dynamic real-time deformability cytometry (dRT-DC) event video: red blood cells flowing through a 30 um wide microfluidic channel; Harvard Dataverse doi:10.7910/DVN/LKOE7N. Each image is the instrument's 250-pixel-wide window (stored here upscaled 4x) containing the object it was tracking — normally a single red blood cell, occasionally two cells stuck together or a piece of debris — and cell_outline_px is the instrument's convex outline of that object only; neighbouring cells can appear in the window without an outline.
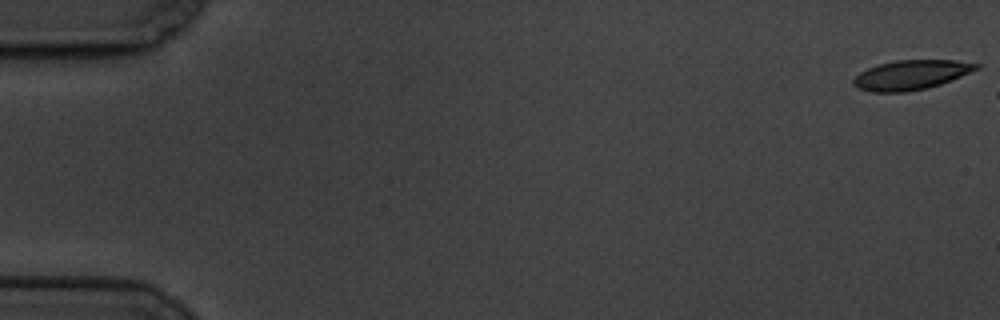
{"species": "common noctule bat (a hibernating species)", "species_latin": "Nyctalus noctula", "temperature_condition": "cold", "stored_images_in_passage": 3, "camera_frame_rate_fps": 3000, "um_per_image_px": 0.085, "animal": {"sex": "male", "body_mass_g": 19.5, "forearm_length_mm": 54.6}, "frame": {"image": 1, "passage_image": 1, "time_ms": 0.0, "image_size_px": [1000, 320], "cell_outline_px": [[980, 68], [940, 84], [928, 88], [904, 92], [872, 92], [856, 88], [852, 84], [852, 80], [860, 72], [868, 68], [880, 64], [896, 60], [956, 60], [980, 64]], "centroid_in_image_um": [77.41, 6.37], "position_along_channel_um": 7.6, "area_um2": 21.1}}